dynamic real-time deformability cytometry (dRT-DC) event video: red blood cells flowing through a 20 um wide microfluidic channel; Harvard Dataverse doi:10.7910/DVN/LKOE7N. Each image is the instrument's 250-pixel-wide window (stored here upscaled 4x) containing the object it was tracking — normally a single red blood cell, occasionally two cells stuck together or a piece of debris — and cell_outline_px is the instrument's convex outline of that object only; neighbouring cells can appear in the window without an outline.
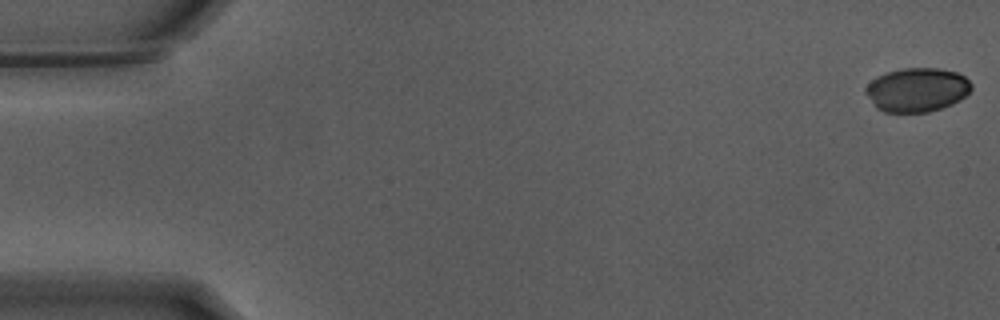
{"species": "Egyptian fruit bat (a non-hibernating species)", "species_latin": "Rousettus aegyptiacus", "temperature_condition": "warm", "stored_images_in_passage": 15, "camera_frame_rate_fps": 3000, "um_per_image_px": 0.085, "animal": {"sex": "male"}, "frame": {"image": 1, "passage_image": 1, "time_ms": 0.0, "image_size_px": [1000, 320], "cell_outline_px": [[972, 88], [964, 96], [952, 104], [928, 112], [884, 112], [876, 108], [864, 92], [864, 88], [876, 76], [888, 72], [904, 68], [936, 68], [956, 72], [964, 76], [972, 84]], "centroid_in_image_um": [77.91, 7.63], "position_along_channel_um": 7.1, "area_um2": 26.99}}
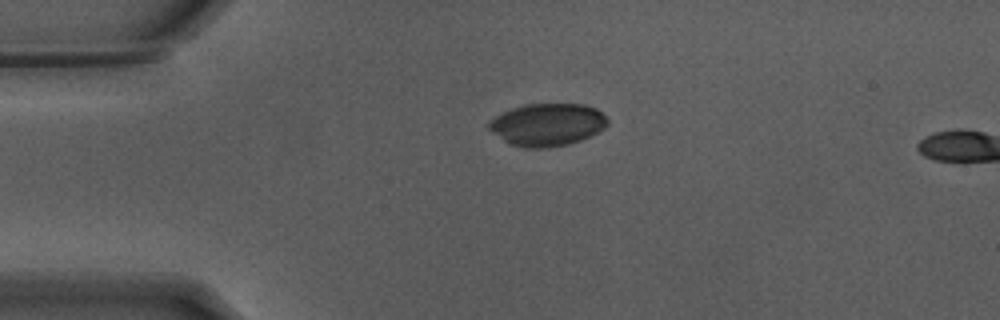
{"frame": {"image": 2, "passage_image": 13, "time_ms": 4.0, "image_size_px": [1000, 320], "cell_outline_px": [[608, 124], [604, 128], [580, 140], [568, 144], [544, 148], [524, 148], [508, 144], [492, 132], [488, 128], [488, 124], [496, 116], [512, 108], [524, 104], [584, 104], [596, 108], [608, 120]], "centroid_in_image_um": [46.5, 10.6], "position_along_channel_um": 38.5, "area_um2": 29.25}}